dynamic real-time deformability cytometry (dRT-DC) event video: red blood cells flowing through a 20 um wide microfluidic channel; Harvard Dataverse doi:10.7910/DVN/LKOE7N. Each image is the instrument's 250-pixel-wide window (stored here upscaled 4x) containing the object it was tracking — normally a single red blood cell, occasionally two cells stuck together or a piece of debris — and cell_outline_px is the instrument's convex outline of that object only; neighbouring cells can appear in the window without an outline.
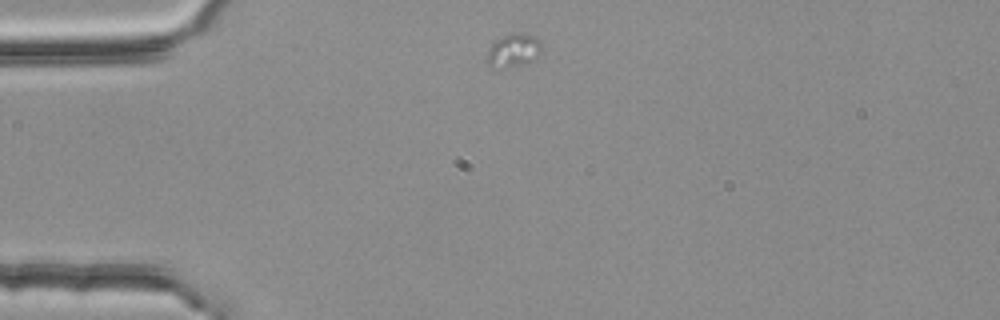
{"species": "common noctule bat (a hibernating species)", "species_latin": "Nyctalus noctula", "temperature_condition": "room temperature", "stored_images_in_passage": 7, "camera_frame_rate_fps": 3000, "um_per_image_px": 0.085, "animal": {"sex": "female", "body_mass_g": 25.1}, "frame": {"image": 1, "passage_image": 1, "time_ms": 0.0, "image_size_px": [1000, 320], "cell_outline_px": [[544, 48], [532, 60], [520, 64], [504, 68], [488, 64], [484, 60], [492, 44], [496, 40], [512, 32], [532, 36], [540, 40]], "centroid_in_image_um": [43.64, 4.27], "position_along_channel_um": 41.4, "area_um2": 10.35}}